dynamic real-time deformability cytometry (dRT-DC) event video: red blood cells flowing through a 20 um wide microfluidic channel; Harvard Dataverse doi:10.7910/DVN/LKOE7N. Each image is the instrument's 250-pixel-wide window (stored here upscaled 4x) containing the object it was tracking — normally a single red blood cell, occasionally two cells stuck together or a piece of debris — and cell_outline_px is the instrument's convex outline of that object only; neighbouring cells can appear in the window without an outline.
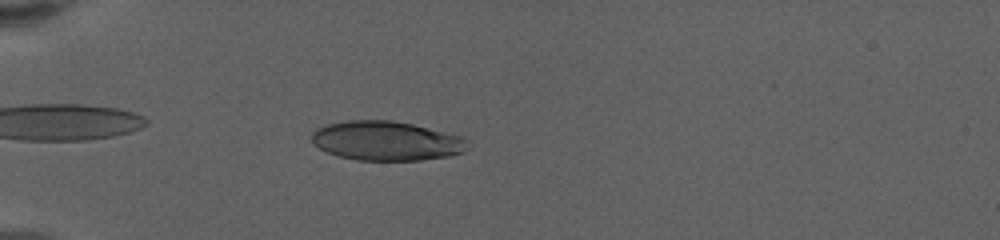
{"species": "human", "species_latin": "Homo sapiens", "temperature_condition": "warm", "stored_images_in_passage": 54, "camera_frame_rate_fps": 3000, "um_per_image_px": 0.085, "donor": {"sex": "female"}, "frame": {"image": 1, "passage_image": 13, "time_ms": 4.0, "image_size_px": [1000, 240], "cell_outline_px": [[468, 140], [460, 152], [448, 156], [420, 160], [356, 160], [340, 156], [328, 152], [320, 148], [312, 140], [312, 132], [316, 128], [328, 124], [348, 120], [392, 120], [412, 124], [460, 136]], "centroid_in_image_um": [32.79, 11.96], "position_along_channel_um": 52.2, "area_um2": 35.2}}
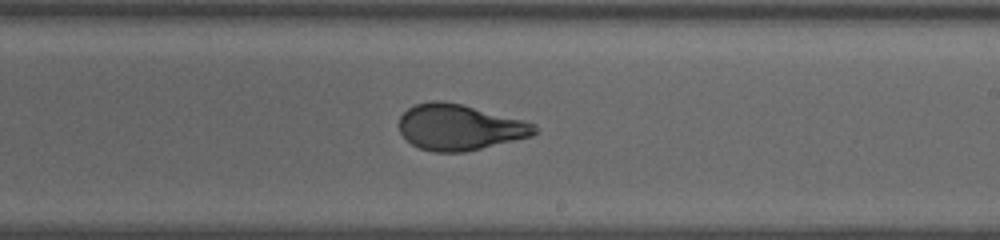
{"frame": {"image": 2, "passage_image": 32, "time_ms": 10.333, "image_size_px": [1000, 240], "cell_outline_px": [[536, 132], [532, 136], [464, 152], [432, 152], [420, 148], [412, 144], [400, 132], [400, 116], [408, 108], [416, 104], [432, 100], [440, 100], [460, 104], [524, 120], [536, 124]], "centroid_in_image_um": [39.05, 10.81], "position_along_channel_um": 249.9, "area_um2": 35.89}}
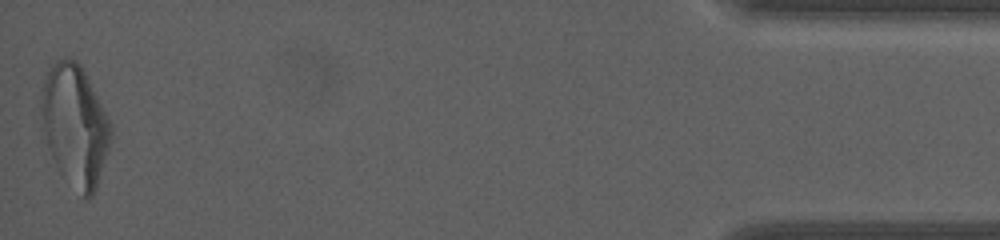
{"frame": {"image": 3, "passage_image": 54, "time_ms": 17.667, "image_size_px": [1000, 240], "cell_outline_px": [[112, 136], [108, 152], [96, 188], [92, 196], [88, 200], [60, 172], [48, 148], [40, 108], [40, 88], [52, 64], [56, 60], [68, 56], [76, 60], [80, 64], [112, 124]], "centroid_in_image_um": [6.37, 10.61], "position_along_channel_um": 428.8, "area_um2": 48.78}, "authors_computed_cell_mechanics": {"area_um2": 36.8475, "velocity_mm_per_s": 3.5091, "shape_relaxation_time_tau1_ms": 5.3696, "shape_relaxation_time_tau2_ms": null, "deformation_change_tau1": 0.1969, "deformation_change_tau2": null}}